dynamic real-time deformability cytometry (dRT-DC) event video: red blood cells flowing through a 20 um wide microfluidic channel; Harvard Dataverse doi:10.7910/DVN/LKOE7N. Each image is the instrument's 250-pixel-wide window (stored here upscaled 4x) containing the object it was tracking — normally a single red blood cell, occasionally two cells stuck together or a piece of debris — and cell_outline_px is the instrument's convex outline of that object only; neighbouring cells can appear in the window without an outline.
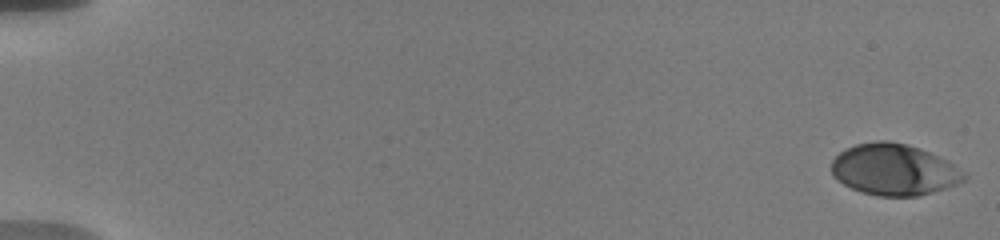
{"species": "human", "species_latin": "Homo sapiens", "temperature_condition": "warm", "stored_images_in_passage": 22, "camera_frame_rate_fps": 3000, "um_per_image_px": 0.085, "donor": {"sex": "male"}, "frame": {"image": 1, "passage_image": 1, "time_ms": 0.0, "image_size_px": [1000, 240], "cell_outline_px": [[968, 176], [964, 180], [956, 184], [920, 196], [876, 196], [860, 192], [836, 180], [832, 176], [832, 160], [844, 148], [856, 144], [876, 140], [888, 140], [904, 144], [928, 152], [952, 164], [964, 172]], "centroid_in_image_um": [75.94, 14.43], "position_along_channel_um": 9.1, "area_um2": 39.48}}
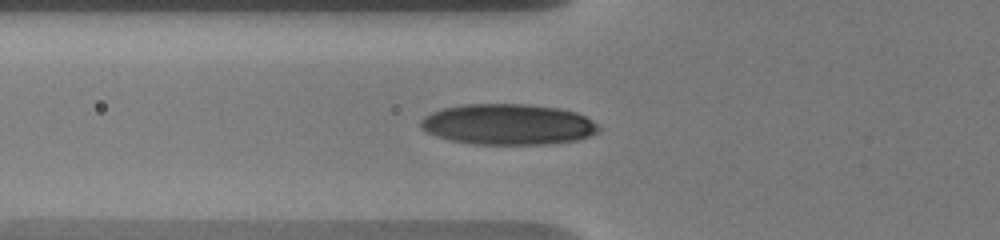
{"frame": {"image": 2, "passage_image": 16, "time_ms": 7.0, "image_size_px": [1000, 240], "cell_outline_px": [[600, 132], [592, 136], [576, 140], [552, 144], [476, 144], [448, 140], [424, 132], [420, 128], [420, 120], [424, 116], [432, 112], [444, 108], [460, 104], [528, 104], [556, 108], [576, 112], [600, 124]], "centroid_in_image_um": [43.19, 10.58], "position_along_channel_um": 82.6, "area_um2": 42.77}}
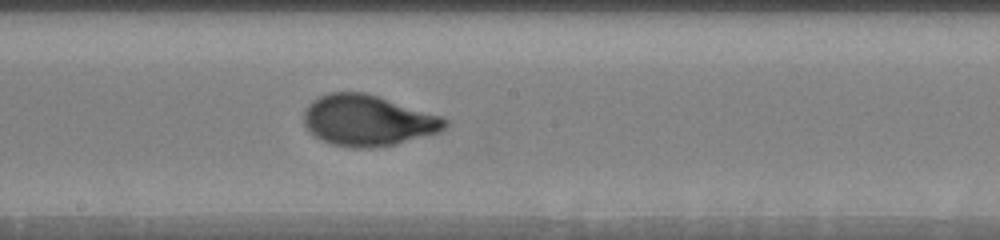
{"frame": {"image": 3, "passage_image": 22, "time_ms": 10.667, "image_size_px": [1000, 240], "cell_outline_px": [[448, 128], [440, 132], [396, 144], [376, 148], [348, 148], [332, 144], [320, 140], [308, 132], [304, 124], [304, 112], [308, 104], [312, 100], [328, 92], [364, 92], [440, 116], [448, 120]], "centroid_in_image_um": [31.23, 10.26], "position_along_channel_um": 217.0, "area_um2": 42.08}}